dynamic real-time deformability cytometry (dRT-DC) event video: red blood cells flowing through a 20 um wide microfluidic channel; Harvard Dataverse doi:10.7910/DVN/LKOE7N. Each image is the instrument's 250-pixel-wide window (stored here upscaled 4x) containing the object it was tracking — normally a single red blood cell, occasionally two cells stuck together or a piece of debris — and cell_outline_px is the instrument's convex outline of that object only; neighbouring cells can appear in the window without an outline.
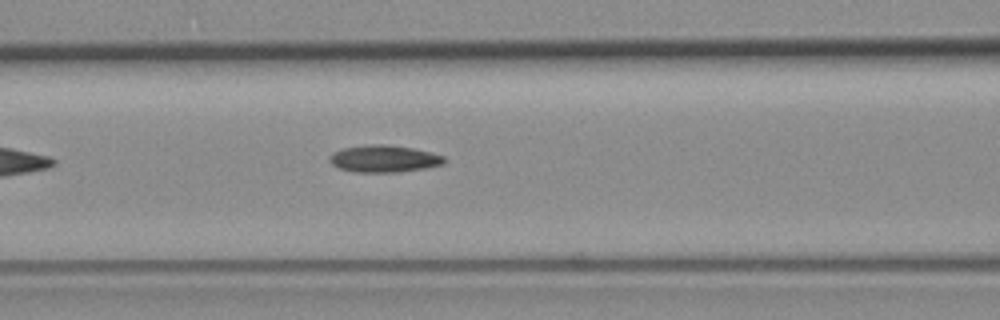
{"species": "common noctule bat (a hibernating species)", "species_latin": "Nyctalus noctula", "temperature_condition": "room temperature", "stored_images_in_passage": 6, "camera_frame_rate_fps": 3000, "um_per_image_px": 0.085, "animal": {"sex": "female", "body_mass_g": 19.3, "forearm_length_mm": 54.1}, "frame": {"image": 1, "passage_image": 6, "time_ms": 7.0, "image_size_px": [1000, 320], "cell_outline_px": [[448, 160], [444, 164], [428, 168], [400, 172], [352, 172], [340, 168], [332, 164], [328, 160], [336, 152], [344, 148], [376, 144], [388, 144], [412, 148], [432, 152], [444, 156]], "centroid_in_image_um": [32.73, 13.5], "position_along_channel_um": 133.9, "area_um2": 18.09}}